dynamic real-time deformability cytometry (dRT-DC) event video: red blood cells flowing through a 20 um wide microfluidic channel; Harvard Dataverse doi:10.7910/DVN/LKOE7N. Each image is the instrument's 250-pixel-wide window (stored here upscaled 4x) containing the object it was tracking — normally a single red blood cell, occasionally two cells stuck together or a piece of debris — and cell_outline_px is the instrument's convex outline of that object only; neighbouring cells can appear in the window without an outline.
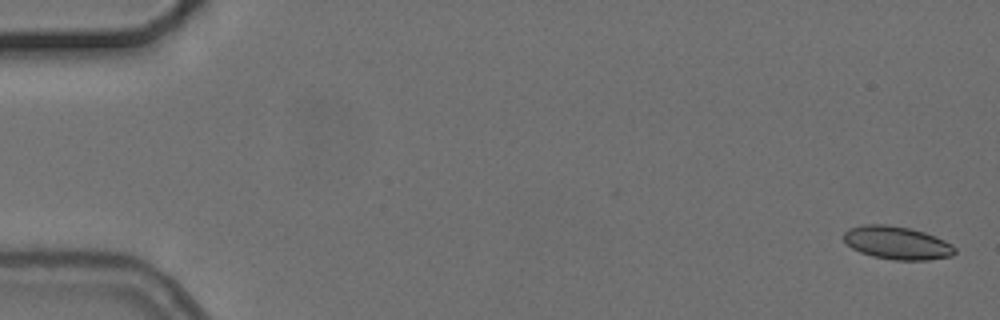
{"species": "common noctule bat (a hibernating species)", "species_latin": "Nyctalus noctula", "temperature_condition": "cold", "stored_images_in_passage": 8, "camera_frame_rate_fps": 3000, "um_per_image_px": 0.085, "animal": {"sex": "female", "body_mass_g": 24.6, "forearm_length_mm": 56.2}, "frame": {"image": 1, "passage_image": 1, "time_ms": 0.0, "image_size_px": [1000, 320], "cell_outline_px": [[956, 252], [952, 256], [928, 260], [896, 260], [872, 256], [860, 252], [852, 248], [844, 240], [844, 232], [848, 228], [864, 224], [884, 224], [912, 228], [936, 236], [952, 244], [956, 248]], "centroid_in_image_um": [76.26, 20.63], "position_along_channel_um": 8.7, "area_um2": 21.56}}
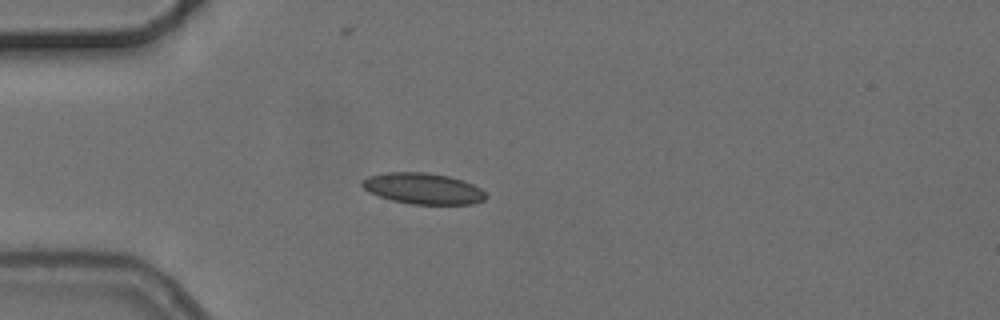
{"frame": {"image": 2, "passage_image": 5, "time_ms": 4.667, "image_size_px": [1000, 320], "cell_outline_px": [[488, 196], [484, 200], [472, 204], [412, 204], [392, 200], [368, 192], [360, 184], [360, 180], [368, 176], [384, 172], [428, 172], [448, 176], [464, 180], [480, 188]], "centroid_in_image_um": [35.94, 16.01], "position_along_channel_um": 49.1, "area_um2": 22.54}}
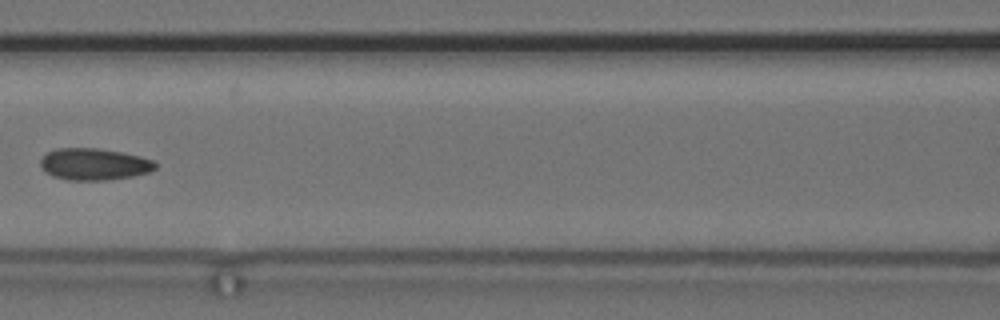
{"frame": {"image": 3, "passage_image": 8, "time_ms": 8.0, "image_size_px": [1000, 320], "cell_outline_px": [[156, 168], [148, 172], [132, 176], [104, 180], [68, 180], [52, 176], [44, 172], [40, 164], [40, 160], [48, 152], [56, 148], [96, 148], [120, 152], [140, 156], [152, 160], [156, 164]], "centroid_in_image_um": [7.96, 13.96], "position_along_channel_um": 158.6, "area_um2": 21.15}}